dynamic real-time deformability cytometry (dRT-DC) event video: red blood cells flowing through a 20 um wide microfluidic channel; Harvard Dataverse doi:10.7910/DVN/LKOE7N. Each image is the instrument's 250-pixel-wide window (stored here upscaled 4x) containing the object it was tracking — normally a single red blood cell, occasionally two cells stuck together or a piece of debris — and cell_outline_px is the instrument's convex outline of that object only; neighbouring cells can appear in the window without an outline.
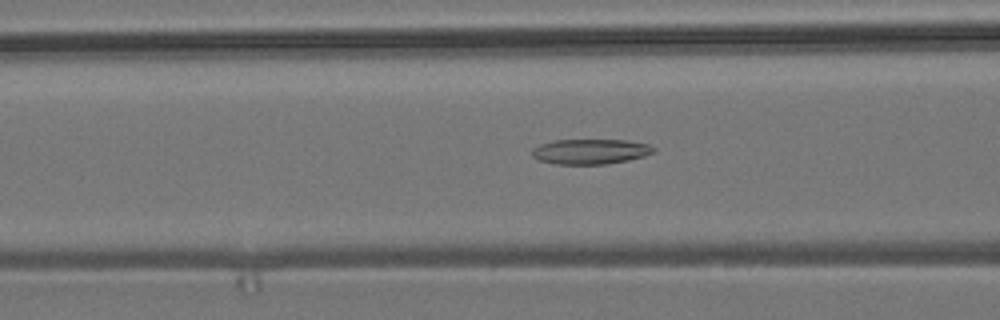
{"species": "common noctule bat (a hibernating species)", "species_latin": "Nyctalus noctula", "temperature_condition": "room temperature", "stored_images_in_passage": 50, "camera_frame_rate_fps": 3000, "um_per_image_px": 0.085, "animal": {"sex": "male", "body_mass_g": 19.2, "forearm_length_mm": 51.8}, "frame": {"image": 1, "passage_image": 22, "time_ms": 7.0, "image_size_px": [1000, 320], "cell_outline_px": [[656, 148], [652, 152], [644, 156], [628, 160], [604, 164], [556, 164], [540, 160], [532, 156], [532, 148], [540, 144], [556, 140], [628, 140], [648, 144]], "centroid_in_image_um": [50.18, 12.87], "position_along_channel_um": 116.4, "area_um2": 17.69}}
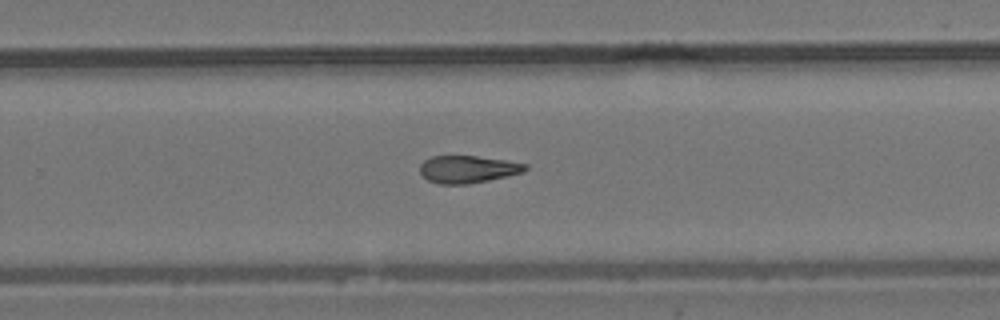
{"frame": {"image": 2, "passage_image": 36, "time_ms": 11.667, "image_size_px": [1000, 320], "cell_outline_px": [[528, 168], [524, 172], [508, 176], [468, 184], [440, 184], [428, 180], [420, 172], [420, 164], [424, 160], [432, 156], [476, 156], [504, 160], [528, 164]], "centroid_in_image_um": [39.77, 14.38], "position_along_channel_um": 290.0, "area_um2": 16.76}}
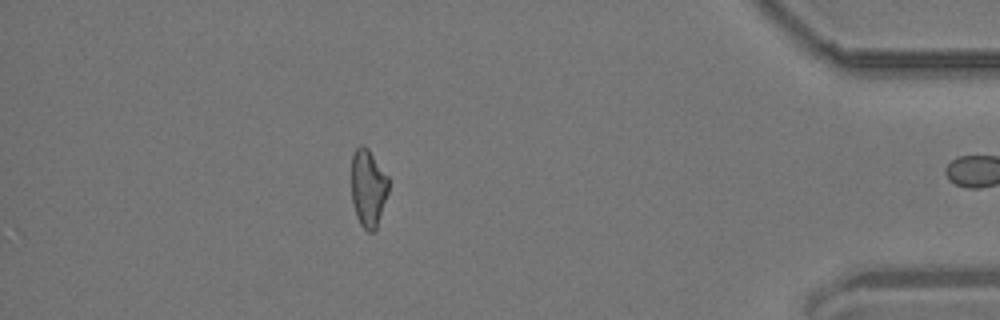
{"frame": {"image": 3, "passage_image": 49, "time_ms": 16.0, "image_size_px": [1000, 320], "cell_outline_px": [[388, 192], [376, 228], [372, 232], [368, 232], [360, 224], [356, 216], [352, 200], [352, 152], [360, 144], [364, 144], [368, 148], [388, 176]], "centroid_in_image_um": [31.28, 15.94], "position_along_channel_um": 403.9, "area_um2": 16.76}, "authors_computed_cell_mechanics": {"area_um2": 17.8313, "velocity_mm_per_s": 3.7316, "shape_relaxation_time_tau1_ms": null, "shape_relaxation_time_tau2_ms": 11.1321, "deformation_change_tau1": null, "deformation_change_tau2": 0.2361}}